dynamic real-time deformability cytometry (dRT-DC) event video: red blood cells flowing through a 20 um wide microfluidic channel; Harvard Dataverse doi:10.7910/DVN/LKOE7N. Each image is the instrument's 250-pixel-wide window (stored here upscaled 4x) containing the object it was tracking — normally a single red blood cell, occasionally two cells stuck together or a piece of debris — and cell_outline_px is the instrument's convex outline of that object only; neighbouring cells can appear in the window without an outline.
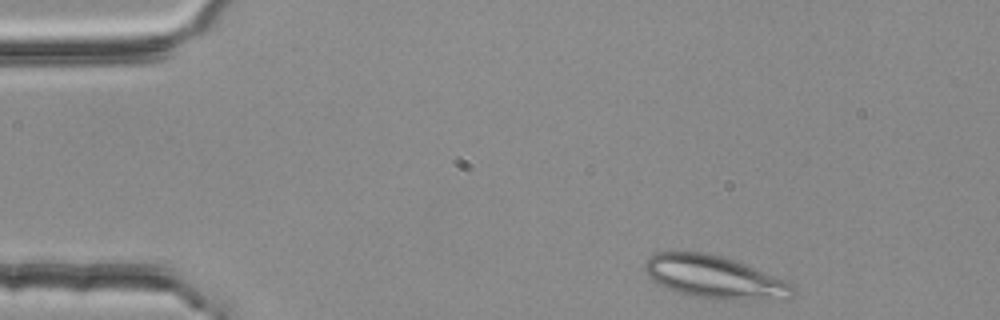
{"species": "common noctule bat (a hibernating species)", "species_latin": "Nyctalus noctula", "temperature_condition": "room temperature", "stored_images_in_passage": 3, "camera_frame_rate_fps": 3000, "um_per_image_px": 0.085, "animal": {"sex": "female", "body_mass_g": 25.1}, "frame": {"image": 1, "passage_image": 1, "time_ms": 0.0, "image_size_px": [1000, 320], "cell_outline_px": [[796, 292], [788, 300], [720, 300], [688, 296], [668, 288], [652, 280], [648, 276], [644, 268], [644, 264], [648, 256], [656, 252], [704, 252], [736, 260], [788, 280], [792, 284]], "centroid_in_image_um": [60.81, 23.58], "position_along_channel_um": 24.2, "area_um2": 37.63}}